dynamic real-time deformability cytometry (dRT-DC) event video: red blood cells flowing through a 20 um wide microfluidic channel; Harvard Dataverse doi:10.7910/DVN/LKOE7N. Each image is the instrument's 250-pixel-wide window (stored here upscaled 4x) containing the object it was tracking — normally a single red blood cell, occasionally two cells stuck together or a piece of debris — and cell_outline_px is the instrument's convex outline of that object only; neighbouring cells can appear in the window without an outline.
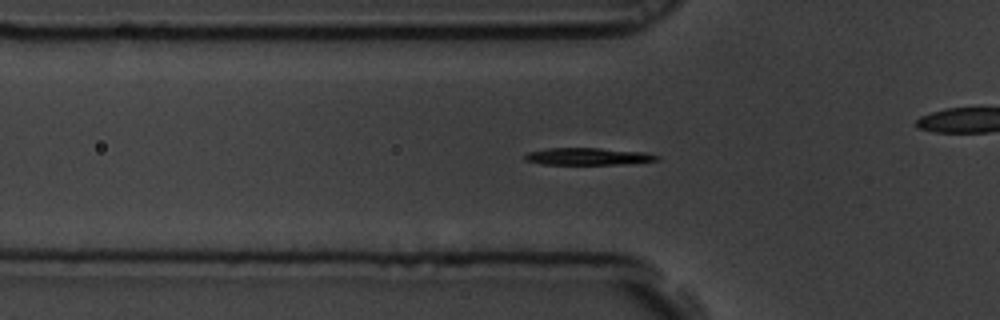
{"species": "common noctule bat (a hibernating species)", "species_latin": "Nyctalus noctula", "temperature_condition": "room temperature", "stored_images_in_passage": 43, "camera_frame_rate_fps": 3000, "um_per_image_px": 0.085, "animal": {"sex": "male", "body_mass_g": 19.5, "forearm_length_mm": 54.6}, "frame": {"image": 1, "passage_image": 7, "time_ms": 2.0, "image_size_px": [1000, 320], "cell_outline_px": [[660, 160], [628, 164], [544, 164], [524, 160], [524, 156], [528, 152], [548, 148], [600, 148], [648, 152], [660, 156]], "centroid_in_image_um": [50.06, 13.29], "position_along_channel_um": 75.7, "area_um2": 13.29}}
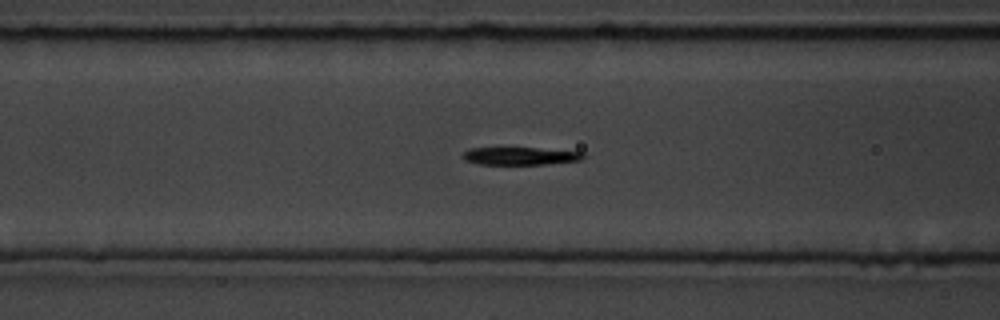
{"frame": {"image": 2, "passage_image": 11, "time_ms": 3.333, "image_size_px": [1000, 320], "cell_outline_px": [[584, 156], [580, 160], [544, 164], [476, 164], [464, 160], [464, 152], [468, 148], [536, 148], [584, 152]], "centroid_in_image_um": [44.19, 13.26], "position_along_channel_um": 122.4, "area_um2": 12.25}}
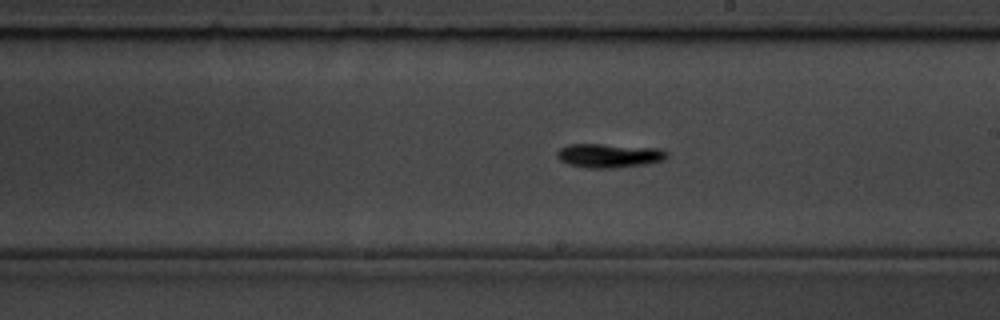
{"frame": {"image": 3, "passage_image": 21, "time_ms": 6.667, "image_size_px": [1000, 320], "cell_outline_px": [[668, 156], [664, 160], [644, 164], [612, 168], [584, 168], [568, 164], [560, 160], [556, 156], [556, 152], [560, 148], [568, 144], [600, 144], [656, 148], [668, 152]], "centroid_in_image_um": [51.72, 13.23], "position_along_channel_um": 237.3, "area_um2": 15.32}, "authors_computed_cell_mechanics": {"area_um2": 12.8894, "velocity_mm_per_s": 3.4523, "shape_relaxation_time_tau1_ms": 2.0639, "shape_relaxation_time_tau2_ms": null, "deformation_change_tau1": 0.1459, "deformation_change_tau2": null}}